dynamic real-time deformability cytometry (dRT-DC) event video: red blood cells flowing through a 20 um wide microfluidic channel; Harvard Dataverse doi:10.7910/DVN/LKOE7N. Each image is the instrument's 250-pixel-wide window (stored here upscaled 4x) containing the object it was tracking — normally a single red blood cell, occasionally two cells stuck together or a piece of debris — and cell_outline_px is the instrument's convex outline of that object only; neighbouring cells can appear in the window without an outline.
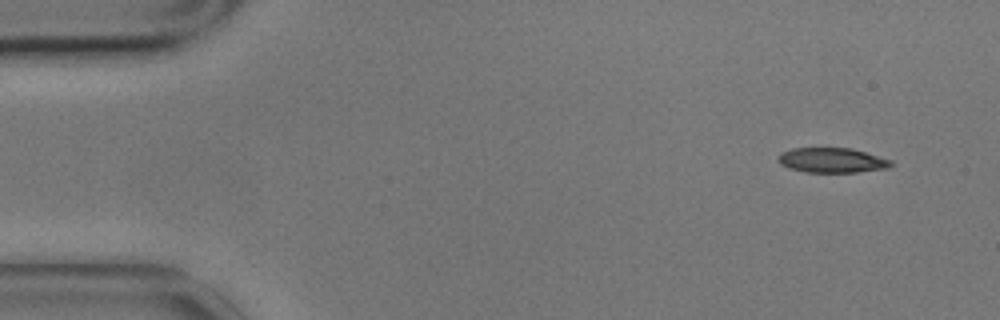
{"species": "common noctule bat (a hibernating species)", "species_latin": "Nyctalus noctula", "temperature_condition": "cold", "stored_images_in_passage": 12, "camera_frame_rate_fps": 3000, "um_per_image_px": 0.085, "animal": {"sex": "male", "body_mass_g": 17.9}, "frame": {"image": 1, "passage_image": 1, "time_ms": 0.0, "image_size_px": [1000, 320], "cell_outline_px": [[892, 164], [888, 168], [856, 172], [804, 172], [788, 168], [780, 164], [780, 152], [792, 148], [852, 148], [892, 160]], "centroid_in_image_um": [70.72, 13.62], "position_along_channel_um": 14.3, "area_um2": 16.3}}
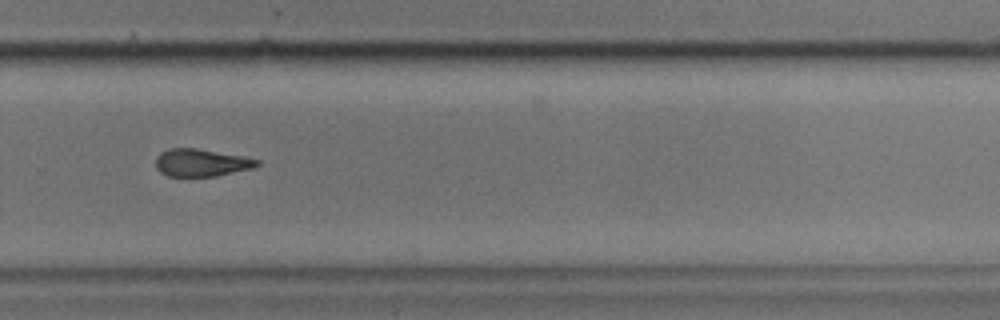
{"frame": {"image": 2, "passage_image": 10, "time_ms": 3.0, "image_size_px": [1000, 320], "cell_outline_px": [[260, 164], [252, 168], [216, 176], [168, 176], [160, 172], [156, 168], [156, 156], [160, 152], [168, 148], [196, 148], [244, 156], [260, 160]], "centroid_in_image_um": [17.09, 13.82], "position_along_channel_um": 312.7, "area_um2": 16.3}}
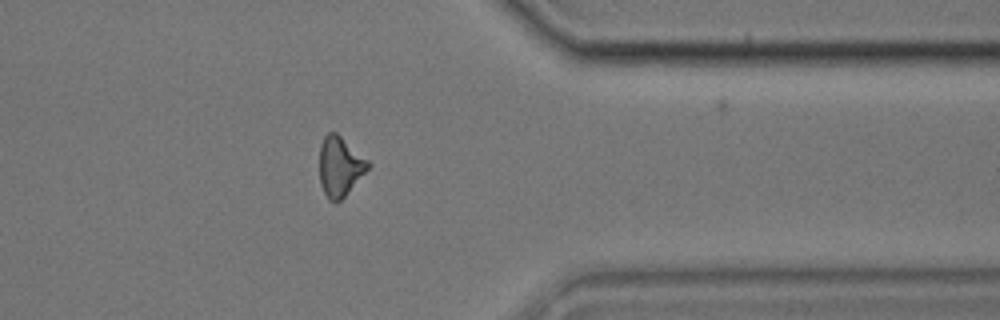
{"frame": {"image": 3, "passage_image": 12, "time_ms": 3.667, "image_size_px": [1000, 320], "cell_outline_px": [[372, 164], [344, 196], [336, 204], [328, 200], [320, 184], [320, 144], [324, 136], [328, 132], [336, 132], [368, 160]], "centroid_in_image_um": [28.88, 14.15], "position_along_channel_um": 382.5, "area_um2": 16.76}}